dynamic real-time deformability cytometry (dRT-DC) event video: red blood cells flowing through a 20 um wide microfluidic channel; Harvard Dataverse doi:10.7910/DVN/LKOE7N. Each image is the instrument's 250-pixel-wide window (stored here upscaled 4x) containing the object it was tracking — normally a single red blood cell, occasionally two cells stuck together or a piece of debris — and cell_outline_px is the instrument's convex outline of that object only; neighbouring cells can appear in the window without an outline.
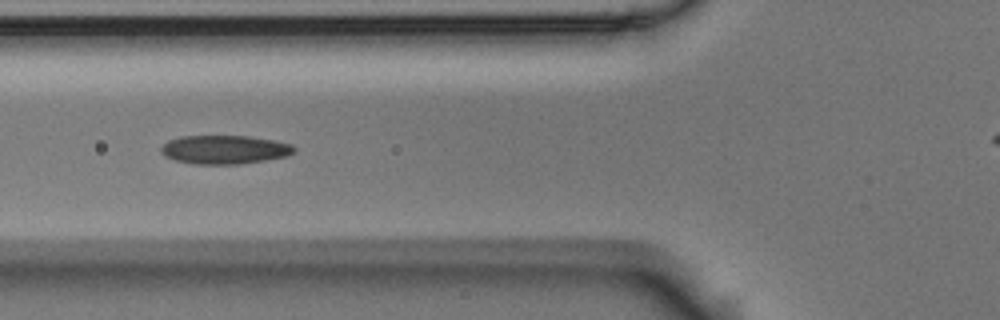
{"species": "Egyptian fruit bat (a non-hibernating species)", "species_latin": "Rousettus aegyptiacus", "temperature_condition": "room temperature", "stored_images_in_passage": 8, "camera_frame_rate_fps": 3000, "um_per_image_px": 0.085, "animal": {"sex": "male"}, "frame": {"image": 1, "passage_image": 4, "time_ms": 1.0, "image_size_px": [1000, 320], "cell_outline_px": [[296, 152], [288, 156], [240, 164], [196, 164], [176, 160], [164, 156], [160, 152], [160, 148], [168, 140], [180, 136], [248, 136], [272, 140], [292, 144], [296, 148]], "centroid_in_image_um": [19.09, 12.71], "position_along_channel_um": 106.7, "area_um2": 22.31}}
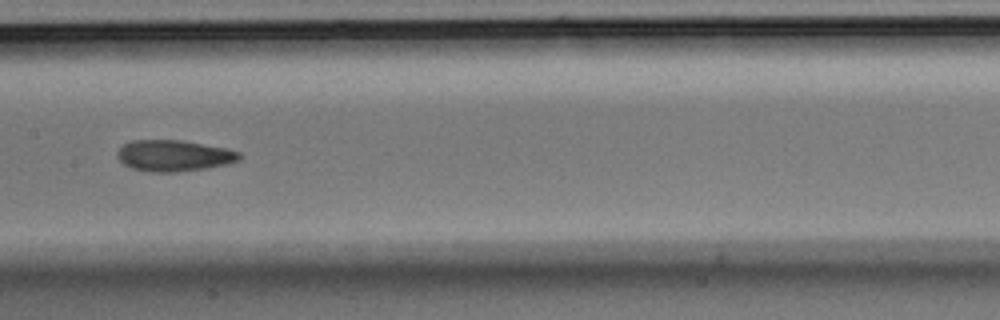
{"frame": {"image": 2, "passage_image": 6, "time_ms": 1.667, "image_size_px": [1000, 320], "cell_outline_px": [[240, 160], [228, 164], [208, 168], [176, 172], [148, 172], [132, 168], [124, 164], [116, 156], [116, 152], [124, 144], [132, 140], [180, 140], [224, 148], [240, 152]], "centroid_in_image_um": [14.76, 13.24], "position_along_channel_um": 192.6, "area_um2": 22.2}}
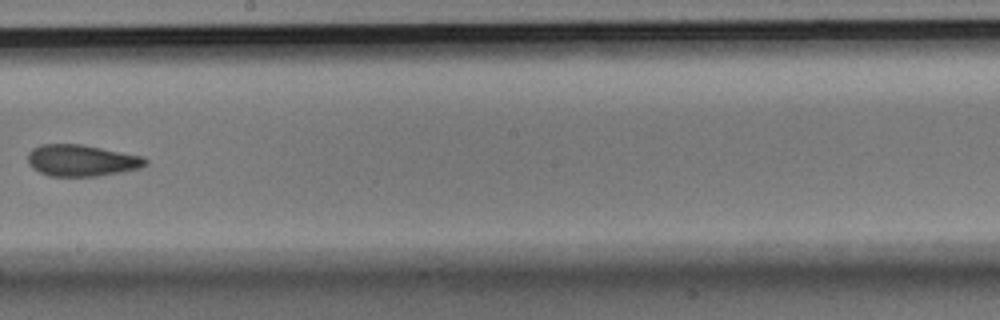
{"frame": {"image": 3, "passage_image": 7, "time_ms": 2.0, "image_size_px": [1000, 320], "cell_outline_px": [[148, 164], [140, 168], [100, 176], [48, 176], [32, 168], [28, 164], [28, 152], [32, 148], [40, 144], [80, 144], [144, 156], [148, 160]], "centroid_in_image_um": [6.93, 13.64], "position_along_channel_um": 241.3, "area_um2": 21.79}}